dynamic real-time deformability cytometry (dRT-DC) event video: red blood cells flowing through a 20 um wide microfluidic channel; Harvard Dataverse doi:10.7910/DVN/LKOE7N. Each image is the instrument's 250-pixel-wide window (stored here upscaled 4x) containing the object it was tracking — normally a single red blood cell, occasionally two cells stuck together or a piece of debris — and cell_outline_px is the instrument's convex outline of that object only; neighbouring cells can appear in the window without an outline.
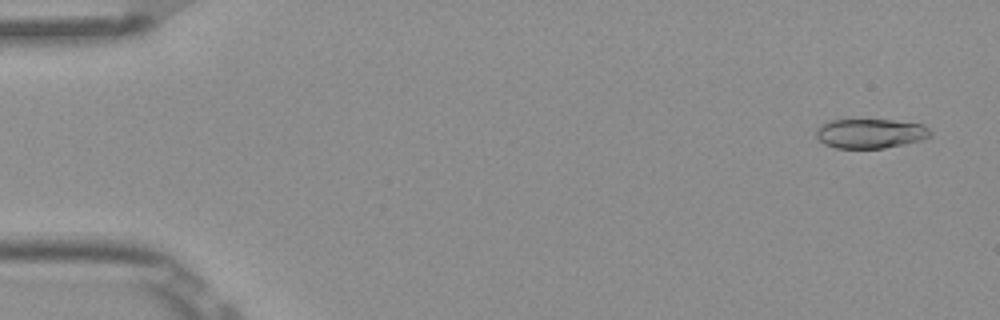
{"species": "Egyptian fruit bat (a non-hibernating species)", "species_latin": "Rousettus aegyptiacus", "temperature_condition": "room temperature", "stored_images_in_passage": 53, "camera_frame_rate_fps": 3000, "um_per_image_px": 0.085, "frame": {"image": 1, "passage_image": 3, "time_ms": 0.667, "image_size_px": [1000, 320], "cell_outline_px": [[932, 132], [928, 136], [920, 140], [904, 144], [884, 148], [836, 148], [824, 144], [816, 136], [816, 128], [828, 120], [892, 120], [924, 124]], "centroid_in_image_um": [73.96, 11.34], "position_along_channel_um": 11.0, "area_um2": 19.59}}
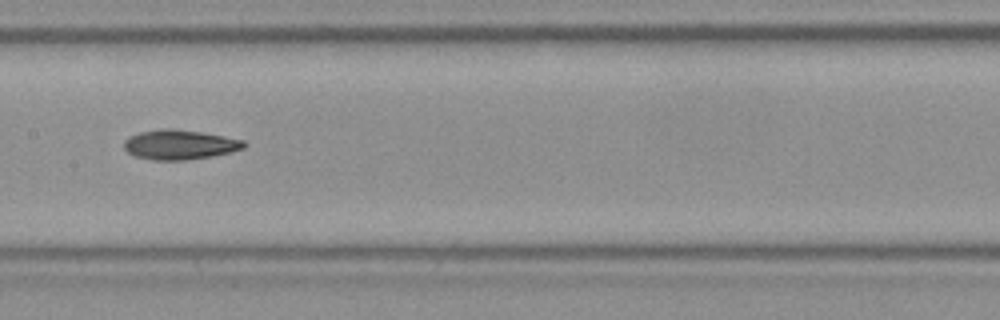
{"frame": {"image": 2, "passage_image": 27, "time_ms": 8.667, "image_size_px": [1000, 320], "cell_outline_px": [[248, 144], [244, 148], [232, 152], [212, 156], [188, 160], [152, 160], [136, 156], [128, 152], [124, 148], [124, 140], [128, 136], [140, 132], [160, 128], [172, 128], [200, 132], [224, 136], [244, 140]], "centroid_in_image_um": [15.28, 12.29], "position_along_channel_um": 192.1, "area_um2": 20.92}}
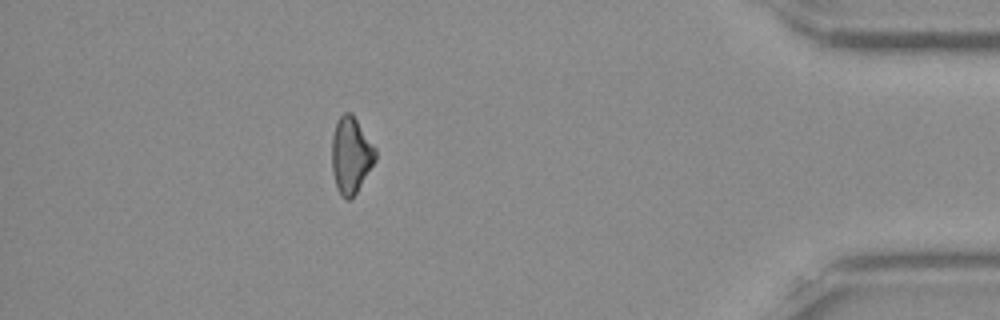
{"frame": {"image": 3, "passage_image": 47, "time_ms": 15.333, "image_size_px": [1000, 320], "cell_outline_px": [[376, 160], [356, 192], [348, 200], [340, 196], [336, 188], [332, 172], [332, 136], [336, 120], [344, 112], [352, 112], [376, 148]], "centroid_in_image_um": [29.82, 13.16], "position_along_channel_um": 405.4, "area_um2": 19.54}, "authors_computed_cell_mechanics": {"area_um2": 20.0566, "velocity_mm_per_s": 3.8986, "shape_relaxation_time_tau1_ms": 11.1838, "shape_relaxation_time_tau2_ms": null, "deformation_change_tau1": 0.2089, "deformation_change_tau2": null}}